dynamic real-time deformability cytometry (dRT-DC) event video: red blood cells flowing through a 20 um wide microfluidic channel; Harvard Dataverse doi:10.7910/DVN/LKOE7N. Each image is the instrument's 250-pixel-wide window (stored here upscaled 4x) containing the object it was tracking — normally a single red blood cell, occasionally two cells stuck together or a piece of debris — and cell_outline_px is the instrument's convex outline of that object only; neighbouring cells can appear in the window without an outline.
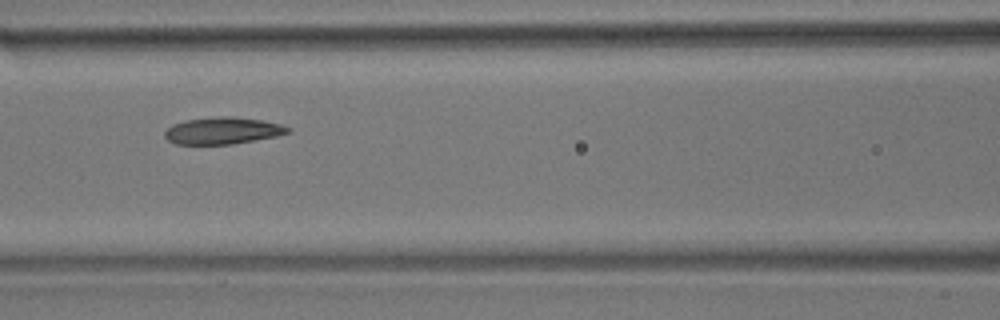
{"species": "common noctule bat (a hibernating species)", "species_latin": "Nyctalus noctula", "temperature_condition": "room temperature", "stored_images_in_passage": 13, "camera_frame_rate_fps": 3000, "um_per_image_px": 0.085, "animal": {"sex": "male", "body_mass_g": 17.9}, "frame": {"image": 1, "passage_image": 8, "time_ms": 9.0, "image_size_px": [1000, 320], "cell_outline_px": [[292, 132], [276, 136], [232, 144], [176, 144], [168, 140], [164, 136], [164, 132], [172, 124], [188, 120], [220, 116], [232, 116], [264, 120], [280, 124], [292, 128]], "centroid_in_image_um": [18.96, 11.1], "position_along_channel_um": 147.6, "area_um2": 19.31}}